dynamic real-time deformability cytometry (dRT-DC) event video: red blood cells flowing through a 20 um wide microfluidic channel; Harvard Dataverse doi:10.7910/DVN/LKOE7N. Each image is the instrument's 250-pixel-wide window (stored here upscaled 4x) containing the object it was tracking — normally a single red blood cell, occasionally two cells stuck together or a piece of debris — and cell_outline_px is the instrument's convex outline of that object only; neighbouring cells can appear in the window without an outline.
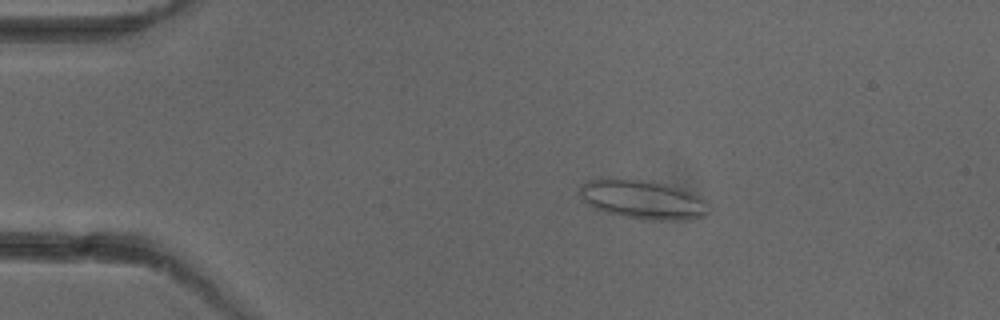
{"species": "common noctule bat (a hibernating species)", "species_latin": "Nyctalus noctula", "temperature_condition": "cold", "stored_images_in_passage": 3, "camera_frame_rate_fps": 3000, "um_per_image_px": 0.085, "animal": {"sex": "female"}, "frame": {"image": 1, "passage_image": 2, "time_ms": 1.0, "image_size_px": [1000, 320], "cell_outline_px": [[708, 212], [704, 216], [664, 220], [652, 220], [620, 216], [604, 212], [592, 208], [576, 192], [580, 184], [588, 180], [652, 180], [688, 192], [704, 200]], "centroid_in_image_um": [54.52, 16.97], "position_along_channel_um": 30.5, "area_um2": 28.55}}